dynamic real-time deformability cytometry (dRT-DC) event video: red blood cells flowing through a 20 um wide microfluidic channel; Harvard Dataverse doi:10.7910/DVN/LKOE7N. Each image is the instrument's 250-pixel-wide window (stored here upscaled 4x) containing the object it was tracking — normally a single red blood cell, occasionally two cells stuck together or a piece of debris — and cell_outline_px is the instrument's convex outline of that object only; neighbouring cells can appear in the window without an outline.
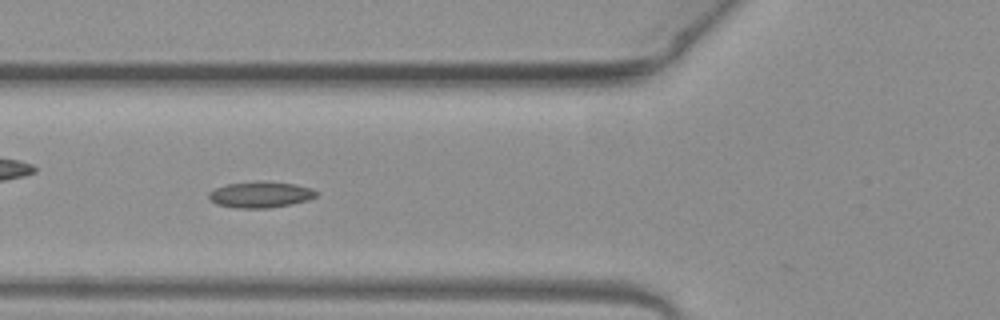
{"species": "common noctule bat (a hibernating species)", "species_latin": "Nyctalus noctula", "temperature_condition": "warm", "stored_images_in_passage": 48, "camera_frame_rate_fps": 3000, "um_per_image_px": 0.085, "animal": {"sex": "female", "body_mass_g": 19.3, "forearm_length_mm": 54.1}, "frame": {"image": 1, "passage_image": 19, "time_ms": 6.0, "image_size_px": [1000, 320], "cell_outline_px": [[320, 192], [316, 196], [308, 200], [292, 204], [268, 208], [232, 208], [216, 204], [208, 196], [208, 192], [216, 188], [228, 184], [292, 184], [312, 188]], "centroid_in_image_um": [22.15, 16.6], "position_along_channel_um": 103.6, "area_um2": 15.55}}
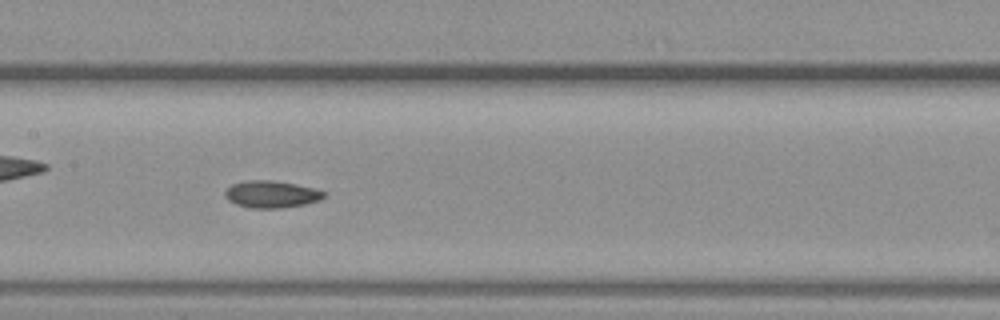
{"frame": {"image": 2, "passage_image": 25, "time_ms": 8.0, "image_size_px": [1000, 320], "cell_outline_px": [[324, 196], [320, 200], [304, 204], [280, 208], [248, 208], [236, 204], [228, 200], [224, 196], [224, 192], [232, 184], [244, 180], [272, 180], [296, 184], [316, 188], [324, 192]], "centroid_in_image_um": [23.04, 16.5], "position_along_channel_um": 184.4, "area_um2": 15.66}}
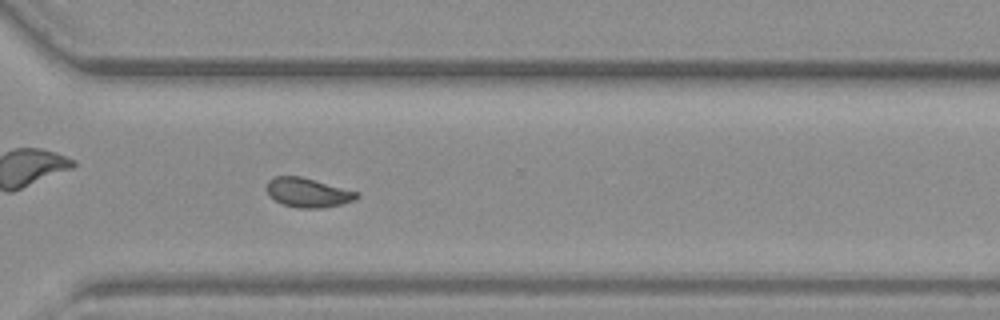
{"frame": {"image": 3, "passage_image": 37, "time_ms": 12.0, "image_size_px": [1000, 320], "cell_outline_px": [[360, 196], [352, 200], [340, 204], [320, 208], [300, 208], [284, 204], [268, 196], [264, 188], [268, 180], [276, 176], [300, 176], [360, 192]], "centroid_in_image_um": [26.13, 16.35], "position_along_channel_um": 344.5, "area_um2": 15.37}, "authors_computed_cell_mechanics": {"area_um2": 15.7794, "velocity_mm_per_s": 4.0184, "shape_relaxation_time_tau1_ms": null, "shape_relaxation_time_tau2_ms": 3.4925, "deformation_change_tau1": null, "deformation_change_tau2": 0.0803}}